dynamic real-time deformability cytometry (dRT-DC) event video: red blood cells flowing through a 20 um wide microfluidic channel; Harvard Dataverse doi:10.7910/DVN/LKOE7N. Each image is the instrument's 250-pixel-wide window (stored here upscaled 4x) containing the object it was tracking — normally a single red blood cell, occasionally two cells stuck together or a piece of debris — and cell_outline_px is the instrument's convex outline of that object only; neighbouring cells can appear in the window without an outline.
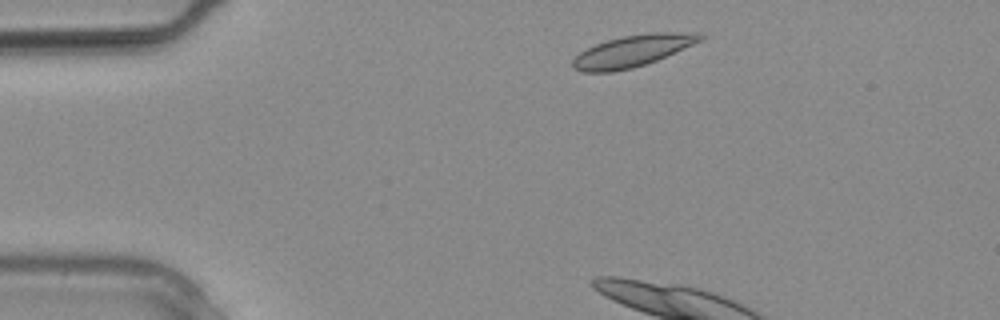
{"species": "common noctule bat (a hibernating species)", "species_latin": "Nyctalus noctula", "temperature_condition": "warm", "stored_images_in_passage": 25, "camera_frame_rate_fps": 3000, "um_per_image_px": 0.085, "animal": {"sex": "male", "body_mass_g": 20.4}, "frame": {"image": 1, "passage_image": 1, "time_ms": 0.0, "image_size_px": [1000, 320], "cell_outline_px": [[704, 40], [656, 60], [632, 68], [612, 72], [580, 72], [572, 68], [572, 60], [580, 52], [596, 44], [608, 40], [624, 36], [652, 32], [700, 32], [704, 36]], "centroid_in_image_um": [53.79, 4.33], "position_along_channel_um": 31.2, "area_um2": 23.47}}